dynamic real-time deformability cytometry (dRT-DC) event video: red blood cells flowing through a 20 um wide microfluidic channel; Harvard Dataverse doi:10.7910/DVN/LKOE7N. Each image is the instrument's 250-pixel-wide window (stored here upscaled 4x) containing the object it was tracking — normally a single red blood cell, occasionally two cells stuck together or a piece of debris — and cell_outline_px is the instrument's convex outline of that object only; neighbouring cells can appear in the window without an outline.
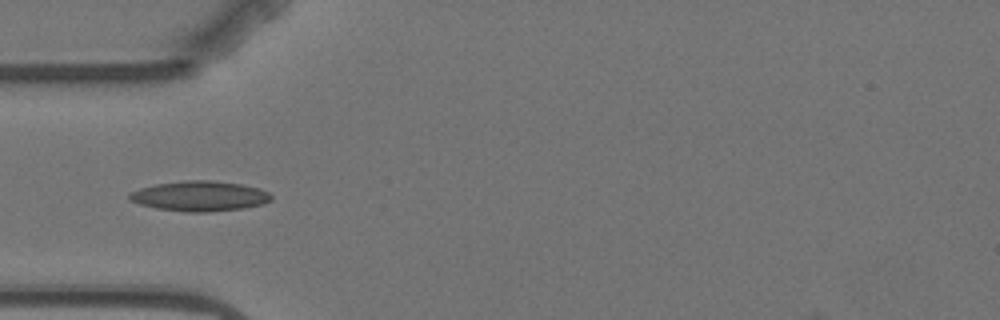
{"species": "Egyptian fruit bat (a non-hibernating species)", "species_latin": "Rousettus aegyptiacus", "temperature_condition": "warm", "stored_images_in_passage": 6, "camera_frame_rate_fps": 3000, "um_per_image_px": 0.085, "animal": {"sex": "female"}, "frame": {"image": 1, "passage_image": 5, "time_ms": 4.667, "image_size_px": [1000, 320], "cell_outline_px": [[272, 200], [264, 204], [244, 208], [208, 212], [188, 212], [156, 208], [140, 204], [128, 200], [128, 196], [132, 192], [140, 188], [156, 184], [184, 180], [208, 180], [240, 184], [260, 188], [268, 192], [272, 196]], "centroid_in_image_um": [17.0, 16.67], "position_along_channel_um": 68.0, "area_um2": 24.91}}
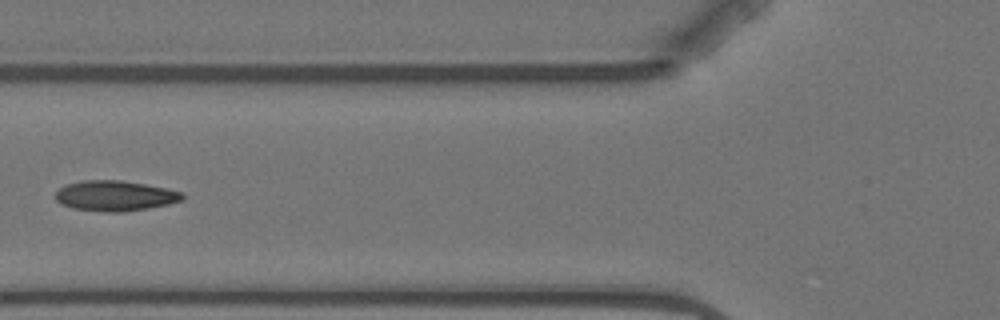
{"frame": {"image": 2, "passage_image": 6, "time_ms": 6.0, "image_size_px": [1000, 320], "cell_outline_px": [[184, 196], [180, 200], [168, 204], [148, 208], [124, 212], [104, 212], [72, 208], [60, 204], [56, 200], [56, 192], [64, 184], [84, 180], [120, 180], [168, 188], [180, 192]], "centroid_in_image_um": [9.73, 16.64], "position_along_channel_um": 116.1, "area_um2": 22.43}}